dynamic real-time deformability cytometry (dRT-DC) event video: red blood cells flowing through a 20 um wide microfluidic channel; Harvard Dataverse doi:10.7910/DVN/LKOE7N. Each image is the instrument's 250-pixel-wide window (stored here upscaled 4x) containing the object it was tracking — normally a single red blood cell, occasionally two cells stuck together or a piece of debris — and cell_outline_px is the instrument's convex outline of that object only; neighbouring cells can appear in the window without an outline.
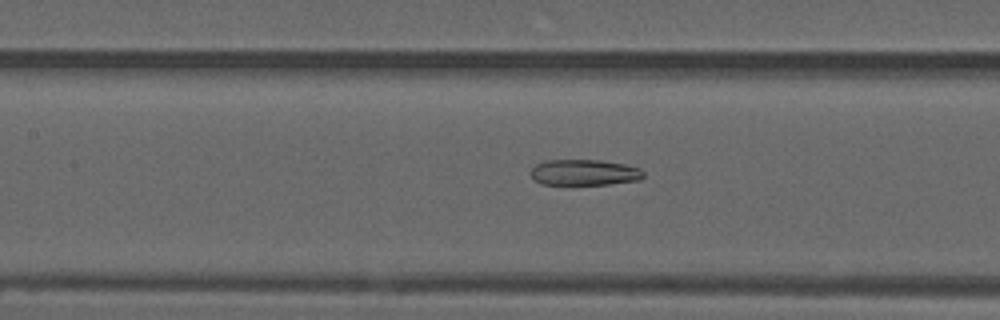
{"species": "common noctule bat (a hibernating species)", "species_latin": "Nyctalus noctula", "temperature_condition": "warm", "stored_images_in_passage": 53, "camera_frame_rate_fps": 3000, "um_per_image_px": 0.085, "animal": {"sex": "male", "forearm_length_mm": 52.5}, "frame": {"image": 1, "passage_image": 23, "time_ms": 7.333, "image_size_px": [1000, 320], "cell_outline_px": [[644, 176], [640, 180], [608, 184], [540, 184], [532, 180], [528, 172], [536, 164], [544, 160], [600, 160], [624, 164], [640, 168], [644, 172]], "centroid_in_image_um": [49.62, 14.66], "position_along_channel_um": 157.8, "area_um2": 17.22}}
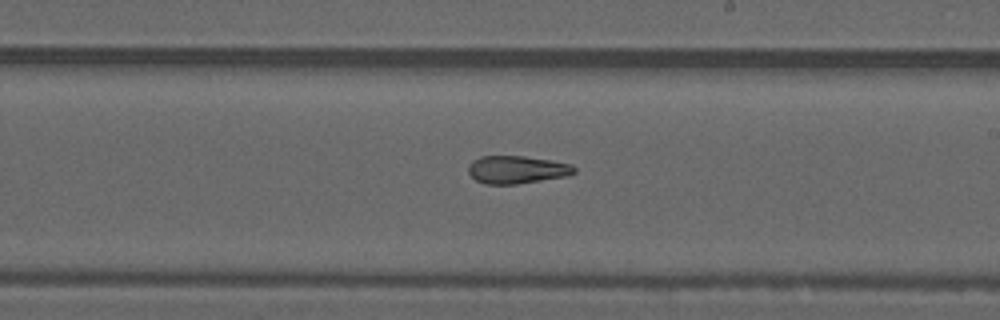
{"frame": {"image": 2, "passage_image": 30, "time_ms": 9.667, "image_size_px": [1000, 320], "cell_outline_px": [[576, 172], [568, 176], [516, 184], [484, 184], [476, 180], [468, 172], [468, 164], [472, 160], [480, 156], [524, 156], [552, 160], [572, 164], [576, 168]], "centroid_in_image_um": [43.94, 14.41], "position_along_channel_um": 245.1, "area_um2": 17.34}}
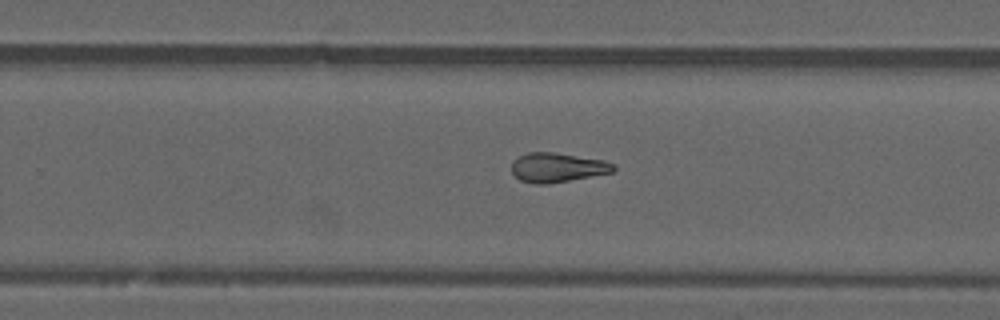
{"frame": {"image": 3, "passage_image": 33, "time_ms": 10.667, "image_size_px": [1000, 320], "cell_outline_px": [[616, 168], [612, 172], [548, 184], [536, 184], [520, 180], [512, 172], [512, 160], [528, 152], [552, 152], [604, 160], [616, 164]], "centroid_in_image_um": [47.37, 14.23], "position_along_channel_um": 282.4, "area_um2": 17.34}, "authors_computed_cell_mechanics": {"area_um2": 18.7272, "velocity_mm_per_s": 3.7601, "shape_relaxation_time_tau1_ms": null, "shape_relaxation_time_tau2_ms": 4.9521, "deformation_change_tau1": null, "deformation_change_tau2": 0.1436}}